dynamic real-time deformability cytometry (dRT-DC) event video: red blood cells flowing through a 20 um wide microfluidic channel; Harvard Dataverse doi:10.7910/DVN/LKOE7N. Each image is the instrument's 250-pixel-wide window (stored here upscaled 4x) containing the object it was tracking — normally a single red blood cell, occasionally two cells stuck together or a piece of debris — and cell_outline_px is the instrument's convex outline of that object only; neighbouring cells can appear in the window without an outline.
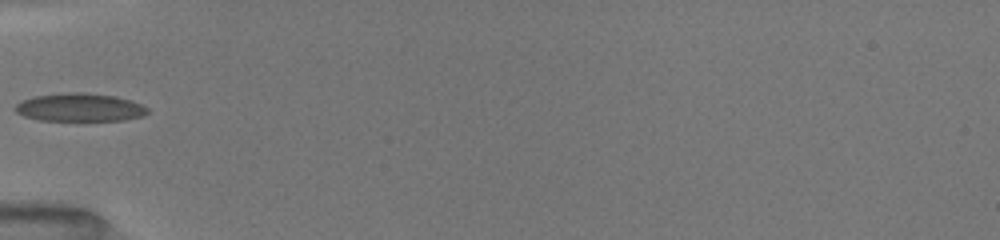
{"species": "common noctule bat (a hibernating species)", "species_latin": "Nyctalus noctula", "temperature_condition": "room temperature", "stored_images_in_passage": 6, "camera_frame_rate_fps": 3000, "um_per_image_px": 0.085, "animal": {"sex": "female", "body_mass_g": 19.5, "forearm_length_mm": 54.1}, "frame": {"image": 1, "passage_image": 1, "time_ms": 0.0, "image_size_px": [1000, 240], "cell_outline_px": [[148, 112], [144, 116], [124, 120], [40, 120], [24, 116], [16, 112], [12, 108], [20, 100], [32, 96], [64, 92], [84, 92], [116, 96], [132, 100], [148, 108]], "centroid_in_image_um": [6.75, 9.11], "position_along_channel_um": 78.3, "area_um2": 21.96}}